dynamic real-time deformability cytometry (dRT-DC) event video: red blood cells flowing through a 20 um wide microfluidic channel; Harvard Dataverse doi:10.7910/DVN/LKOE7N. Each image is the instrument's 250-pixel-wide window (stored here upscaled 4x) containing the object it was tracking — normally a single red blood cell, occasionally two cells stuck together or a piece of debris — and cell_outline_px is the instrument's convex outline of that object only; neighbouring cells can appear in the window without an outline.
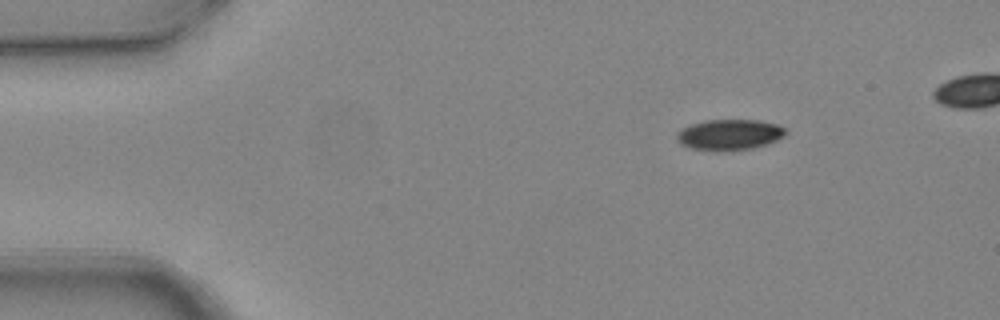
{"species": "common noctule bat (a hibernating species)", "species_latin": "Nyctalus noctula", "temperature_condition": "warm", "stored_images_in_passage": 4, "camera_frame_rate_fps": 3000, "um_per_image_px": 0.085, "animal": {"sex": "female", "body_mass_g": 24.6, "forearm_length_mm": 56.2}, "frame": {"image": 1, "passage_image": 1, "time_ms": 0.0, "image_size_px": [1000, 320], "cell_outline_px": [[788, 132], [784, 136], [768, 144], [752, 148], [716, 152], [692, 148], [680, 144], [676, 140], [676, 136], [684, 128], [692, 124], [704, 120], [760, 120], [780, 124]], "centroid_in_image_um": [62.04, 11.45], "position_along_channel_um": 23.0, "area_um2": 19.65}}